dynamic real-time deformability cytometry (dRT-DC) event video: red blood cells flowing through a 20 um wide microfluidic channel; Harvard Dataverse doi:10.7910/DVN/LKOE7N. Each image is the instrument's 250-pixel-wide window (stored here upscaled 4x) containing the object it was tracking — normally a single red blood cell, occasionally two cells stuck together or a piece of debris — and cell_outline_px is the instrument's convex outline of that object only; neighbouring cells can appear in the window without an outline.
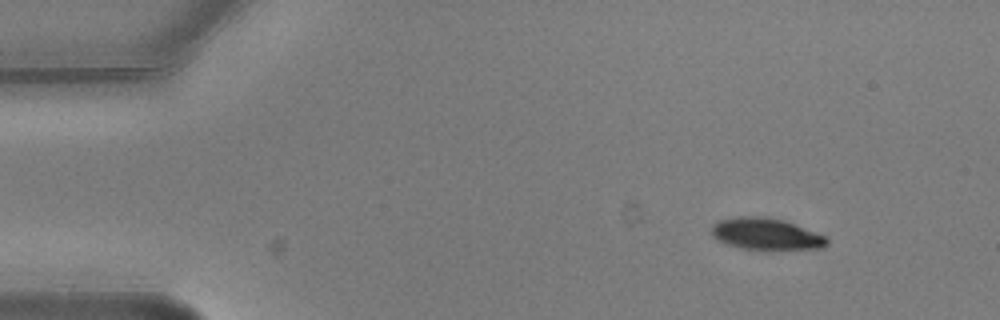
{"species": "common noctule bat (a hibernating species)", "species_latin": "Nyctalus noctula", "temperature_condition": "warm", "stored_images_in_passage": 4, "camera_frame_rate_fps": 3000, "um_per_image_px": 0.085, "animal": {"sex": "male", "body_mass_g": 20.5, "forearm_length_mm": 52.5}, "frame": {"image": 1, "passage_image": 1, "time_ms": 0.0, "image_size_px": [1000, 320], "cell_outline_px": [[828, 244], [820, 248], [768, 252], [740, 248], [716, 240], [712, 236], [712, 224], [720, 220], [740, 216], [768, 216], [784, 220], [824, 236], [828, 240]], "centroid_in_image_um": [65.1, 19.92], "position_along_channel_um": 19.9, "area_um2": 21.91}}
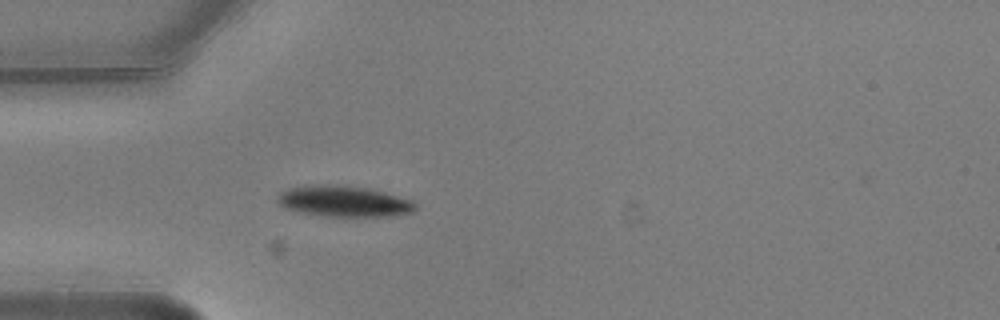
{"frame": {"image": 2, "passage_image": 4, "time_ms": 1.0, "image_size_px": [1000, 320], "cell_outline_px": [[416, 208], [412, 212], [392, 216], [324, 216], [300, 212], [284, 208], [276, 200], [276, 196], [280, 192], [288, 188], [312, 184], [336, 184], [368, 188], [384, 192], [412, 200], [416, 204]], "centroid_in_image_um": [29.19, 17.1], "position_along_channel_um": 55.8, "area_um2": 25.09}}